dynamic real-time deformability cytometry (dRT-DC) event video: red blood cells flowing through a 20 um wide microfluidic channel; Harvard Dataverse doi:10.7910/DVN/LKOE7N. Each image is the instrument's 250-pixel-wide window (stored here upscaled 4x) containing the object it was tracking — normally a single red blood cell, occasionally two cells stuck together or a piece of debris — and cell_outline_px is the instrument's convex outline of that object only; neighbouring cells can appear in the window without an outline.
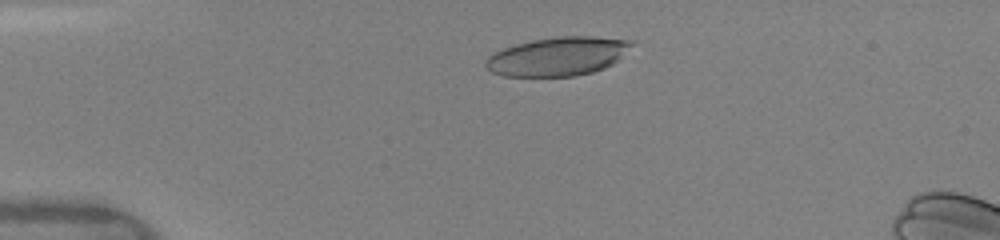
{"species": "human", "species_latin": "Homo sapiens", "temperature_condition": "warm", "stored_images_in_passage": 46, "camera_frame_rate_fps": 3000, "um_per_image_px": 0.085, "donor": {"sex": "female"}, "frame": {"image": 1, "passage_image": 8, "time_ms": 2.333, "image_size_px": [1000, 240], "cell_outline_px": [[636, 44], [612, 64], [604, 68], [592, 72], [576, 76], [504, 76], [492, 72], [484, 68], [484, 60], [488, 56], [504, 48], [516, 44], [532, 40], [560, 36], [592, 36], [636, 40]], "centroid_in_image_um": [47.43, 4.78], "position_along_channel_um": 37.6, "area_um2": 33.18}}
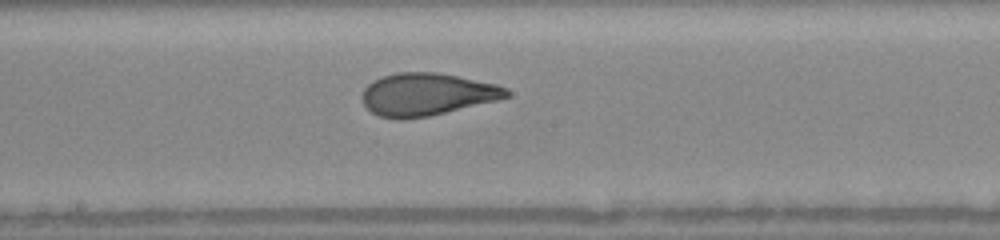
{"frame": {"image": 2, "passage_image": 24, "time_ms": 7.667, "image_size_px": [1000, 240], "cell_outline_px": [[512, 96], [500, 100], [428, 116], [400, 120], [380, 116], [372, 112], [364, 104], [360, 96], [364, 88], [372, 80], [380, 76], [396, 72], [436, 72], [496, 84], [508, 88], [512, 92]], "centroid_in_image_um": [36.29, 8.01], "position_along_channel_um": 211.9, "area_um2": 36.07}}
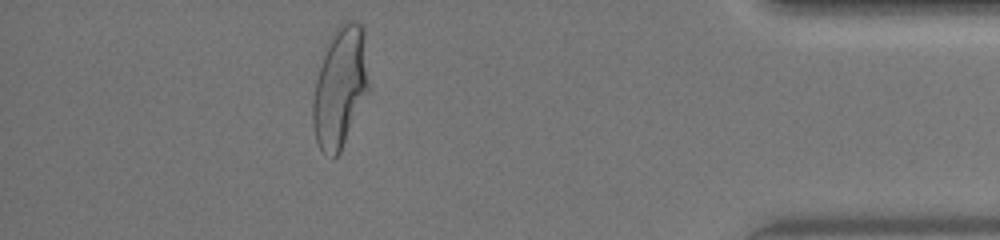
{"frame": {"image": 3, "passage_image": 41, "time_ms": 13.333, "image_size_px": [1000, 240], "cell_outline_px": [[368, 92], [340, 152], [332, 160], [320, 148], [316, 140], [312, 124], [312, 100], [316, 80], [324, 56], [340, 24], [348, 20], [356, 20], [364, 28], [368, 80]], "centroid_in_image_um": [28.91, 7.47], "position_along_channel_um": 406.3, "area_um2": 38.49}, "authors_computed_cell_mechanics": {"area_um2": 35.6337, "velocity_mm_per_s": 4.111, "shape_relaxation_time_tau1_ms": 3.7328, "shape_relaxation_time_tau2_ms": 0.8399, "deformation_change_tau1": 0.1906, "deformation_change_tau2": 0.0771}}